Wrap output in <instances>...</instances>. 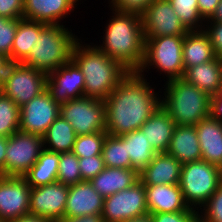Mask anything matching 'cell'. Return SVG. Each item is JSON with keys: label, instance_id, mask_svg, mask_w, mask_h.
<instances>
[{"label": "cell", "instance_id": "15", "mask_svg": "<svg viewBox=\"0 0 222 222\" xmlns=\"http://www.w3.org/2000/svg\"><path fill=\"white\" fill-rule=\"evenodd\" d=\"M68 192L69 187L59 181L31 188L29 214L58 222L64 218Z\"/></svg>", "mask_w": 222, "mask_h": 222}, {"label": "cell", "instance_id": "41", "mask_svg": "<svg viewBox=\"0 0 222 222\" xmlns=\"http://www.w3.org/2000/svg\"><path fill=\"white\" fill-rule=\"evenodd\" d=\"M198 211L188 208L186 211L151 214L152 222H191Z\"/></svg>", "mask_w": 222, "mask_h": 222}, {"label": "cell", "instance_id": "2", "mask_svg": "<svg viewBox=\"0 0 222 222\" xmlns=\"http://www.w3.org/2000/svg\"><path fill=\"white\" fill-rule=\"evenodd\" d=\"M107 17L99 42H92L107 54L121 62L130 71H138L141 67L145 54V37L142 27V18L135 13H122L111 8ZM112 11V12H111ZM96 43H95V42Z\"/></svg>", "mask_w": 222, "mask_h": 222}, {"label": "cell", "instance_id": "51", "mask_svg": "<svg viewBox=\"0 0 222 222\" xmlns=\"http://www.w3.org/2000/svg\"><path fill=\"white\" fill-rule=\"evenodd\" d=\"M191 222H208L199 212L191 219Z\"/></svg>", "mask_w": 222, "mask_h": 222}, {"label": "cell", "instance_id": "10", "mask_svg": "<svg viewBox=\"0 0 222 222\" xmlns=\"http://www.w3.org/2000/svg\"><path fill=\"white\" fill-rule=\"evenodd\" d=\"M44 150L43 137L17 131L8 137L4 176L23 177Z\"/></svg>", "mask_w": 222, "mask_h": 222}, {"label": "cell", "instance_id": "8", "mask_svg": "<svg viewBox=\"0 0 222 222\" xmlns=\"http://www.w3.org/2000/svg\"><path fill=\"white\" fill-rule=\"evenodd\" d=\"M47 89V75L22 63H10L0 92L20 108Z\"/></svg>", "mask_w": 222, "mask_h": 222}, {"label": "cell", "instance_id": "16", "mask_svg": "<svg viewBox=\"0 0 222 222\" xmlns=\"http://www.w3.org/2000/svg\"><path fill=\"white\" fill-rule=\"evenodd\" d=\"M84 87V76L72 60L47 75V90L59 104L83 97Z\"/></svg>", "mask_w": 222, "mask_h": 222}, {"label": "cell", "instance_id": "13", "mask_svg": "<svg viewBox=\"0 0 222 222\" xmlns=\"http://www.w3.org/2000/svg\"><path fill=\"white\" fill-rule=\"evenodd\" d=\"M141 18L144 37L186 35L188 32L169 0H154Z\"/></svg>", "mask_w": 222, "mask_h": 222}, {"label": "cell", "instance_id": "11", "mask_svg": "<svg viewBox=\"0 0 222 222\" xmlns=\"http://www.w3.org/2000/svg\"><path fill=\"white\" fill-rule=\"evenodd\" d=\"M147 213L145 185L140 180L104 198L102 217L105 222H124Z\"/></svg>", "mask_w": 222, "mask_h": 222}, {"label": "cell", "instance_id": "43", "mask_svg": "<svg viewBox=\"0 0 222 222\" xmlns=\"http://www.w3.org/2000/svg\"><path fill=\"white\" fill-rule=\"evenodd\" d=\"M209 116L222 122V90L210 97Z\"/></svg>", "mask_w": 222, "mask_h": 222}, {"label": "cell", "instance_id": "47", "mask_svg": "<svg viewBox=\"0 0 222 222\" xmlns=\"http://www.w3.org/2000/svg\"><path fill=\"white\" fill-rule=\"evenodd\" d=\"M7 222H51L49 219L41 217V216H36L32 214H27L24 216H21L15 220H10Z\"/></svg>", "mask_w": 222, "mask_h": 222}, {"label": "cell", "instance_id": "27", "mask_svg": "<svg viewBox=\"0 0 222 222\" xmlns=\"http://www.w3.org/2000/svg\"><path fill=\"white\" fill-rule=\"evenodd\" d=\"M60 153L43 150L37 162L23 176L31 188L57 181Z\"/></svg>", "mask_w": 222, "mask_h": 222}, {"label": "cell", "instance_id": "39", "mask_svg": "<svg viewBox=\"0 0 222 222\" xmlns=\"http://www.w3.org/2000/svg\"><path fill=\"white\" fill-rule=\"evenodd\" d=\"M79 168L82 181H90L106 167L101 154L93 157L79 158Z\"/></svg>", "mask_w": 222, "mask_h": 222}, {"label": "cell", "instance_id": "37", "mask_svg": "<svg viewBox=\"0 0 222 222\" xmlns=\"http://www.w3.org/2000/svg\"><path fill=\"white\" fill-rule=\"evenodd\" d=\"M198 212L208 222H222V184Z\"/></svg>", "mask_w": 222, "mask_h": 222}, {"label": "cell", "instance_id": "1", "mask_svg": "<svg viewBox=\"0 0 222 222\" xmlns=\"http://www.w3.org/2000/svg\"><path fill=\"white\" fill-rule=\"evenodd\" d=\"M151 78L130 71L107 97L105 118L109 135L122 136L140 129L161 106V86L158 85L162 84L155 83Z\"/></svg>", "mask_w": 222, "mask_h": 222}, {"label": "cell", "instance_id": "30", "mask_svg": "<svg viewBox=\"0 0 222 222\" xmlns=\"http://www.w3.org/2000/svg\"><path fill=\"white\" fill-rule=\"evenodd\" d=\"M126 140V151L130 157L131 169L140 173L152 160L157 152L147 141L141 129L122 135Z\"/></svg>", "mask_w": 222, "mask_h": 222}, {"label": "cell", "instance_id": "31", "mask_svg": "<svg viewBox=\"0 0 222 222\" xmlns=\"http://www.w3.org/2000/svg\"><path fill=\"white\" fill-rule=\"evenodd\" d=\"M102 157L105 167L131 169L126 140L122 136L107 134L102 147Z\"/></svg>", "mask_w": 222, "mask_h": 222}, {"label": "cell", "instance_id": "48", "mask_svg": "<svg viewBox=\"0 0 222 222\" xmlns=\"http://www.w3.org/2000/svg\"><path fill=\"white\" fill-rule=\"evenodd\" d=\"M10 63L11 62L9 58L6 55L0 53V85Z\"/></svg>", "mask_w": 222, "mask_h": 222}, {"label": "cell", "instance_id": "40", "mask_svg": "<svg viewBox=\"0 0 222 222\" xmlns=\"http://www.w3.org/2000/svg\"><path fill=\"white\" fill-rule=\"evenodd\" d=\"M204 31L210 38L215 57L222 59V22H205Z\"/></svg>", "mask_w": 222, "mask_h": 222}, {"label": "cell", "instance_id": "24", "mask_svg": "<svg viewBox=\"0 0 222 222\" xmlns=\"http://www.w3.org/2000/svg\"><path fill=\"white\" fill-rule=\"evenodd\" d=\"M138 181L139 173L134 169L106 167L90 183L105 198L132 187Z\"/></svg>", "mask_w": 222, "mask_h": 222}, {"label": "cell", "instance_id": "7", "mask_svg": "<svg viewBox=\"0 0 222 222\" xmlns=\"http://www.w3.org/2000/svg\"><path fill=\"white\" fill-rule=\"evenodd\" d=\"M219 185L217 165L202 159L182 164L179 187L189 208L199 211Z\"/></svg>", "mask_w": 222, "mask_h": 222}, {"label": "cell", "instance_id": "14", "mask_svg": "<svg viewBox=\"0 0 222 222\" xmlns=\"http://www.w3.org/2000/svg\"><path fill=\"white\" fill-rule=\"evenodd\" d=\"M30 190L24 177L0 176V220L7 222L29 214Z\"/></svg>", "mask_w": 222, "mask_h": 222}, {"label": "cell", "instance_id": "4", "mask_svg": "<svg viewBox=\"0 0 222 222\" xmlns=\"http://www.w3.org/2000/svg\"><path fill=\"white\" fill-rule=\"evenodd\" d=\"M161 107L176 125H197L209 117L210 96L184 78L163 82Z\"/></svg>", "mask_w": 222, "mask_h": 222}, {"label": "cell", "instance_id": "35", "mask_svg": "<svg viewBox=\"0 0 222 222\" xmlns=\"http://www.w3.org/2000/svg\"><path fill=\"white\" fill-rule=\"evenodd\" d=\"M57 181L68 187L82 181L79 158L73 152L60 153Z\"/></svg>", "mask_w": 222, "mask_h": 222}, {"label": "cell", "instance_id": "33", "mask_svg": "<svg viewBox=\"0 0 222 222\" xmlns=\"http://www.w3.org/2000/svg\"><path fill=\"white\" fill-rule=\"evenodd\" d=\"M20 108L0 92V136L10 137L19 131Z\"/></svg>", "mask_w": 222, "mask_h": 222}, {"label": "cell", "instance_id": "22", "mask_svg": "<svg viewBox=\"0 0 222 222\" xmlns=\"http://www.w3.org/2000/svg\"><path fill=\"white\" fill-rule=\"evenodd\" d=\"M167 154L181 164L201 160V150L195 125H176Z\"/></svg>", "mask_w": 222, "mask_h": 222}, {"label": "cell", "instance_id": "38", "mask_svg": "<svg viewBox=\"0 0 222 222\" xmlns=\"http://www.w3.org/2000/svg\"><path fill=\"white\" fill-rule=\"evenodd\" d=\"M154 0H105L106 7L122 13H135L142 15Z\"/></svg>", "mask_w": 222, "mask_h": 222}, {"label": "cell", "instance_id": "34", "mask_svg": "<svg viewBox=\"0 0 222 222\" xmlns=\"http://www.w3.org/2000/svg\"><path fill=\"white\" fill-rule=\"evenodd\" d=\"M107 134L106 131H101L76 136L72 152L78 158L101 155Z\"/></svg>", "mask_w": 222, "mask_h": 222}, {"label": "cell", "instance_id": "36", "mask_svg": "<svg viewBox=\"0 0 222 222\" xmlns=\"http://www.w3.org/2000/svg\"><path fill=\"white\" fill-rule=\"evenodd\" d=\"M18 19L0 16V53L6 55L12 63V45L17 30Z\"/></svg>", "mask_w": 222, "mask_h": 222}, {"label": "cell", "instance_id": "20", "mask_svg": "<svg viewBox=\"0 0 222 222\" xmlns=\"http://www.w3.org/2000/svg\"><path fill=\"white\" fill-rule=\"evenodd\" d=\"M182 164L167 153H157L139 173L144 185L179 184Z\"/></svg>", "mask_w": 222, "mask_h": 222}, {"label": "cell", "instance_id": "26", "mask_svg": "<svg viewBox=\"0 0 222 222\" xmlns=\"http://www.w3.org/2000/svg\"><path fill=\"white\" fill-rule=\"evenodd\" d=\"M184 70L215 58L208 34L204 30L188 31L183 39Z\"/></svg>", "mask_w": 222, "mask_h": 222}, {"label": "cell", "instance_id": "3", "mask_svg": "<svg viewBox=\"0 0 222 222\" xmlns=\"http://www.w3.org/2000/svg\"><path fill=\"white\" fill-rule=\"evenodd\" d=\"M82 36L73 47L71 60L84 76V96L105 101L130 70Z\"/></svg>", "mask_w": 222, "mask_h": 222}, {"label": "cell", "instance_id": "50", "mask_svg": "<svg viewBox=\"0 0 222 222\" xmlns=\"http://www.w3.org/2000/svg\"><path fill=\"white\" fill-rule=\"evenodd\" d=\"M124 222H152L151 214L147 213V214H144L142 216H138L136 218H132V219H129V220L124 221Z\"/></svg>", "mask_w": 222, "mask_h": 222}, {"label": "cell", "instance_id": "19", "mask_svg": "<svg viewBox=\"0 0 222 222\" xmlns=\"http://www.w3.org/2000/svg\"><path fill=\"white\" fill-rule=\"evenodd\" d=\"M146 204L150 214L186 211L189 207L183 199L179 184L145 185Z\"/></svg>", "mask_w": 222, "mask_h": 222}, {"label": "cell", "instance_id": "29", "mask_svg": "<svg viewBox=\"0 0 222 222\" xmlns=\"http://www.w3.org/2000/svg\"><path fill=\"white\" fill-rule=\"evenodd\" d=\"M45 25L37 21L18 19L12 45V63H21L29 55L31 47L36 45L37 37Z\"/></svg>", "mask_w": 222, "mask_h": 222}, {"label": "cell", "instance_id": "18", "mask_svg": "<svg viewBox=\"0 0 222 222\" xmlns=\"http://www.w3.org/2000/svg\"><path fill=\"white\" fill-rule=\"evenodd\" d=\"M104 198L90 181H81L69 187L64 217L102 214Z\"/></svg>", "mask_w": 222, "mask_h": 222}, {"label": "cell", "instance_id": "9", "mask_svg": "<svg viewBox=\"0 0 222 222\" xmlns=\"http://www.w3.org/2000/svg\"><path fill=\"white\" fill-rule=\"evenodd\" d=\"M60 115L77 136L106 131L105 101L85 96L71 99L60 104Z\"/></svg>", "mask_w": 222, "mask_h": 222}, {"label": "cell", "instance_id": "52", "mask_svg": "<svg viewBox=\"0 0 222 222\" xmlns=\"http://www.w3.org/2000/svg\"><path fill=\"white\" fill-rule=\"evenodd\" d=\"M219 172L220 184H222V161L217 165Z\"/></svg>", "mask_w": 222, "mask_h": 222}, {"label": "cell", "instance_id": "46", "mask_svg": "<svg viewBox=\"0 0 222 222\" xmlns=\"http://www.w3.org/2000/svg\"><path fill=\"white\" fill-rule=\"evenodd\" d=\"M7 137L0 136V176H4V167L6 160V147H7Z\"/></svg>", "mask_w": 222, "mask_h": 222}, {"label": "cell", "instance_id": "17", "mask_svg": "<svg viewBox=\"0 0 222 222\" xmlns=\"http://www.w3.org/2000/svg\"><path fill=\"white\" fill-rule=\"evenodd\" d=\"M82 1V3H81ZM86 0H23V19L43 24L68 25L77 6H83ZM84 2V3H83ZM80 4V5H79ZM70 16H69V15ZM65 19V21H64ZM64 21V22H63Z\"/></svg>", "mask_w": 222, "mask_h": 222}, {"label": "cell", "instance_id": "12", "mask_svg": "<svg viewBox=\"0 0 222 222\" xmlns=\"http://www.w3.org/2000/svg\"><path fill=\"white\" fill-rule=\"evenodd\" d=\"M59 115L60 104L52 98L46 89L20 107L19 131L43 137Z\"/></svg>", "mask_w": 222, "mask_h": 222}, {"label": "cell", "instance_id": "5", "mask_svg": "<svg viewBox=\"0 0 222 222\" xmlns=\"http://www.w3.org/2000/svg\"><path fill=\"white\" fill-rule=\"evenodd\" d=\"M66 26L46 24L37 37L36 45L31 47L29 55L21 63L48 75L69 62L73 47L81 36L75 34L78 30L75 32L73 27Z\"/></svg>", "mask_w": 222, "mask_h": 222}, {"label": "cell", "instance_id": "21", "mask_svg": "<svg viewBox=\"0 0 222 222\" xmlns=\"http://www.w3.org/2000/svg\"><path fill=\"white\" fill-rule=\"evenodd\" d=\"M175 122L160 106L140 127L147 141L157 153H166L175 129Z\"/></svg>", "mask_w": 222, "mask_h": 222}, {"label": "cell", "instance_id": "42", "mask_svg": "<svg viewBox=\"0 0 222 222\" xmlns=\"http://www.w3.org/2000/svg\"><path fill=\"white\" fill-rule=\"evenodd\" d=\"M0 16L23 19V0H0Z\"/></svg>", "mask_w": 222, "mask_h": 222}, {"label": "cell", "instance_id": "23", "mask_svg": "<svg viewBox=\"0 0 222 222\" xmlns=\"http://www.w3.org/2000/svg\"><path fill=\"white\" fill-rule=\"evenodd\" d=\"M195 126L202 153L201 159L218 165L222 161V122L209 116Z\"/></svg>", "mask_w": 222, "mask_h": 222}, {"label": "cell", "instance_id": "49", "mask_svg": "<svg viewBox=\"0 0 222 222\" xmlns=\"http://www.w3.org/2000/svg\"><path fill=\"white\" fill-rule=\"evenodd\" d=\"M206 22H222V0H220L215 12Z\"/></svg>", "mask_w": 222, "mask_h": 222}, {"label": "cell", "instance_id": "28", "mask_svg": "<svg viewBox=\"0 0 222 222\" xmlns=\"http://www.w3.org/2000/svg\"><path fill=\"white\" fill-rule=\"evenodd\" d=\"M76 136L70 123L59 115L43 136L44 149L56 153L72 152Z\"/></svg>", "mask_w": 222, "mask_h": 222}, {"label": "cell", "instance_id": "32", "mask_svg": "<svg viewBox=\"0 0 222 222\" xmlns=\"http://www.w3.org/2000/svg\"><path fill=\"white\" fill-rule=\"evenodd\" d=\"M169 2L188 31L204 30L206 21L200 15L197 0H169Z\"/></svg>", "mask_w": 222, "mask_h": 222}, {"label": "cell", "instance_id": "25", "mask_svg": "<svg viewBox=\"0 0 222 222\" xmlns=\"http://www.w3.org/2000/svg\"><path fill=\"white\" fill-rule=\"evenodd\" d=\"M183 78L207 93L210 97L222 90V59L213 60L188 68Z\"/></svg>", "mask_w": 222, "mask_h": 222}, {"label": "cell", "instance_id": "45", "mask_svg": "<svg viewBox=\"0 0 222 222\" xmlns=\"http://www.w3.org/2000/svg\"><path fill=\"white\" fill-rule=\"evenodd\" d=\"M58 222H105L102 214L84 215L80 217H64Z\"/></svg>", "mask_w": 222, "mask_h": 222}, {"label": "cell", "instance_id": "6", "mask_svg": "<svg viewBox=\"0 0 222 222\" xmlns=\"http://www.w3.org/2000/svg\"><path fill=\"white\" fill-rule=\"evenodd\" d=\"M184 36L145 37L144 60L137 72L146 78L151 72H157V75L160 74L158 78L161 75L160 79L163 78L157 82L158 84L162 81L183 78L185 73L182 56Z\"/></svg>", "mask_w": 222, "mask_h": 222}, {"label": "cell", "instance_id": "44", "mask_svg": "<svg viewBox=\"0 0 222 222\" xmlns=\"http://www.w3.org/2000/svg\"><path fill=\"white\" fill-rule=\"evenodd\" d=\"M197 3L200 15L206 21L213 15L220 0H197Z\"/></svg>", "mask_w": 222, "mask_h": 222}]
</instances>
